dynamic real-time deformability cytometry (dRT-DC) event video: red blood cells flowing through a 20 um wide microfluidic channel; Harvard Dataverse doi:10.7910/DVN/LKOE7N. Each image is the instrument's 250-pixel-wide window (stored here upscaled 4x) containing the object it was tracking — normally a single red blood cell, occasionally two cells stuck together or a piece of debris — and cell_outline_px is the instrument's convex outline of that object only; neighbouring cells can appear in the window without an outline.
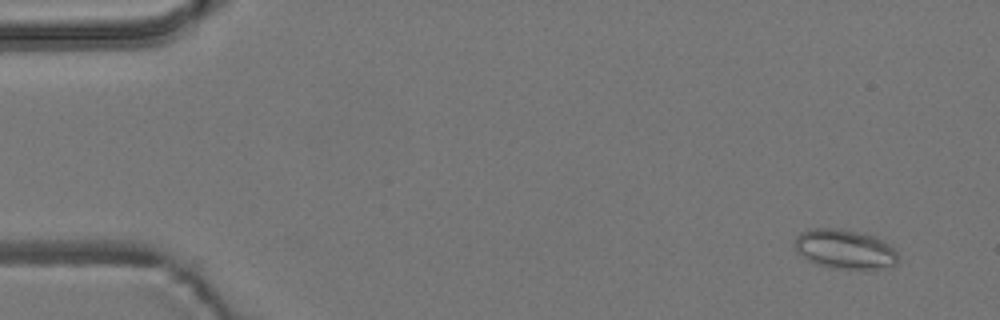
{"species": "common noctule bat (a hibernating species)", "species_latin": "Nyctalus noctula", "temperature_condition": "room temperature", "stored_images_in_passage": 6, "camera_frame_rate_fps": 3000, "um_per_image_px": 0.085, "animal": {"sex": "male", "body_mass_g": 19.2, "forearm_length_mm": 51.8}, "frame": {"image": 1, "passage_image": 1, "time_ms": 0.0, "image_size_px": [1000, 320], "cell_outline_px": [[900, 260], [896, 264], [876, 268], [828, 268], [816, 264], [808, 260], [796, 252], [792, 244], [796, 236], [800, 232], [812, 228], [840, 228], [864, 232], [876, 236], [888, 244], [896, 252]], "centroid_in_image_um": [71.75, 21.15], "position_along_channel_um": 13.2, "area_um2": 24.04}}